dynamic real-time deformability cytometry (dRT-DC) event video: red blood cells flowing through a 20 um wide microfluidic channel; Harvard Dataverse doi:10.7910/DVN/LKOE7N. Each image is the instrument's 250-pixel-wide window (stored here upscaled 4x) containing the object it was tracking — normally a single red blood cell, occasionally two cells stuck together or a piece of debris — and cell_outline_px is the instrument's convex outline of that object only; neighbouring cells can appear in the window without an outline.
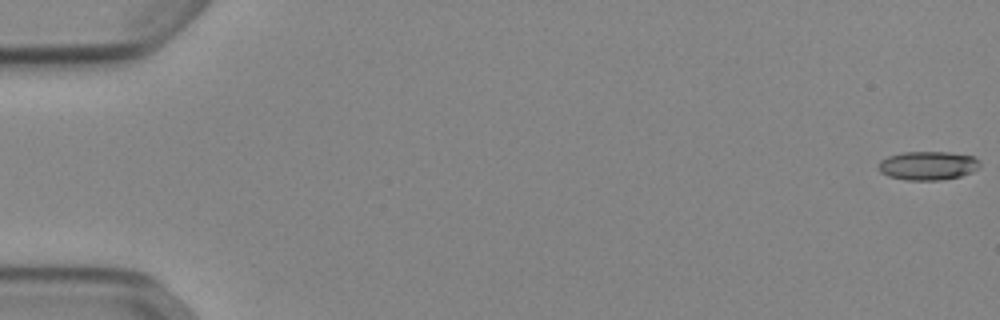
{"species": "Egyptian fruit bat (a non-hibernating species)", "species_latin": "Rousettus aegyptiacus", "temperature_condition": "cold", "stored_images_in_passage": 53, "camera_frame_rate_fps": 3000, "um_per_image_px": 0.085, "animal": {"sex": "female"}, "frame": {"image": 1, "passage_image": 1, "time_ms": 0.0, "image_size_px": [1000, 320], "cell_outline_px": [[980, 168], [972, 172], [960, 176], [940, 180], [908, 180], [888, 176], [880, 172], [876, 164], [880, 160], [888, 156], [904, 152], [948, 152], [976, 156], [980, 160]], "centroid_in_image_um": [78.88, 14.07], "position_along_channel_um": 6.1, "area_um2": 17.22}}
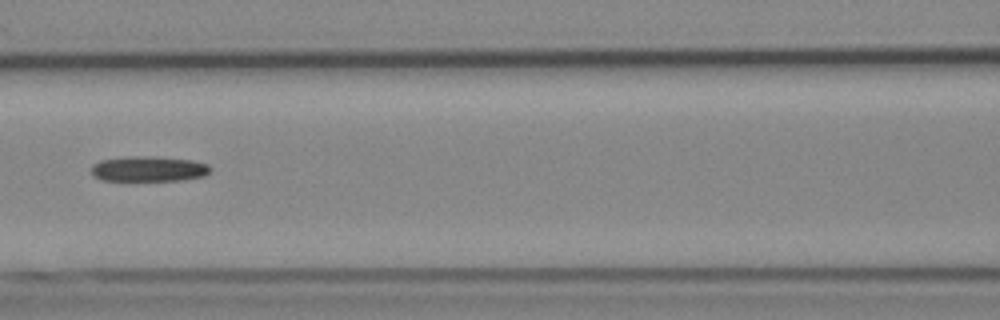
{"frame": {"image": 2, "passage_image": 25, "time_ms": 8.0, "image_size_px": [1000, 320], "cell_outline_px": [[212, 168], [204, 176], [184, 180], [100, 180], [92, 176], [92, 164], [100, 160], [128, 156], [140, 156], [192, 160], [208, 164]], "centroid_in_image_um": [12.61, 14.36], "position_along_channel_um": 154.0, "area_um2": 17.46}}
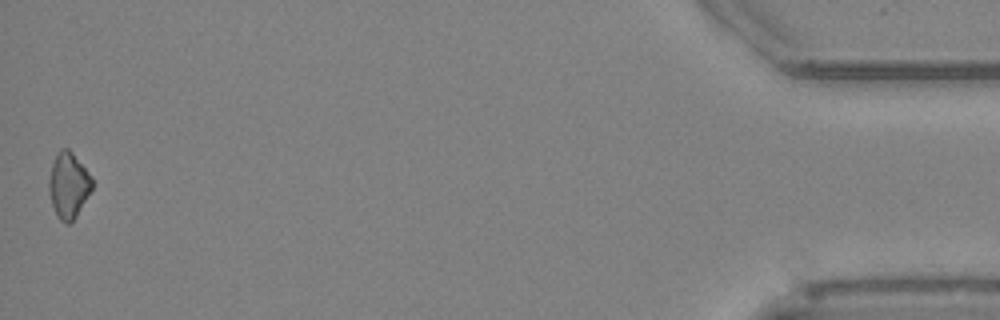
{"frame": {"image": 3, "passage_image": 53, "time_ms": 17.333, "image_size_px": [1000, 320], "cell_outline_px": [[92, 188], [76, 216], [68, 224], [60, 220], [56, 216], [52, 204], [48, 188], [48, 180], [52, 164], [56, 152], [60, 148], [68, 148], [72, 152], [92, 176]], "centroid_in_image_um": [5.8, 15.72], "position_along_channel_um": 429.4, "area_um2": 16.47}}